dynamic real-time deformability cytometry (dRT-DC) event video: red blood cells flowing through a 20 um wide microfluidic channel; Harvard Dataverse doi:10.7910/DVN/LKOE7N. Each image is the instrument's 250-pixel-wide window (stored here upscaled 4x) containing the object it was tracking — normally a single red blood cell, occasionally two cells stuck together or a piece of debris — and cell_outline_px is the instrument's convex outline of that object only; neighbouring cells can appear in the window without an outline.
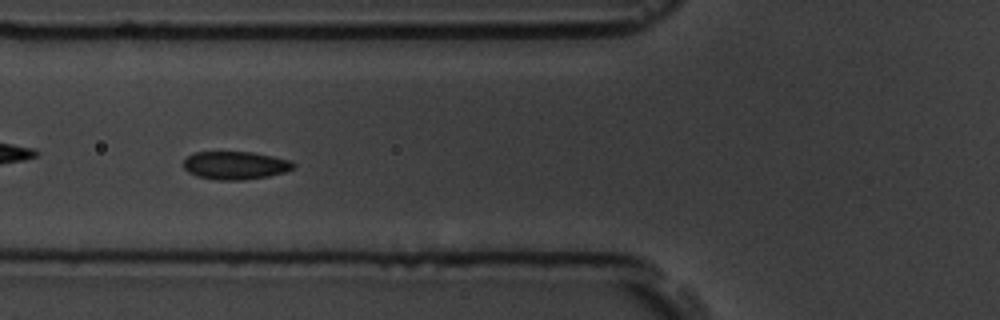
{"species": "common noctule bat (a hibernating species)", "species_latin": "Nyctalus noctula", "temperature_condition": "room temperature", "stored_images_in_passage": 14, "camera_frame_rate_fps": 3000, "um_per_image_px": 0.085, "animal": {"sex": "male", "body_mass_g": 19.5, "forearm_length_mm": 54.6}, "frame": {"image": 1, "passage_image": 5, "time_ms": 1.333, "image_size_px": [1000, 320], "cell_outline_px": [[296, 164], [292, 168], [284, 172], [268, 176], [240, 180], [216, 180], [196, 176], [188, 172], [184, 168], [184, 160], [192, 152], [252, 152], [292, 160]], "centroid_in_image_um": [19.99, 14.05], "position_along_channel_um": 105.8, "area_um2": 17.98}}
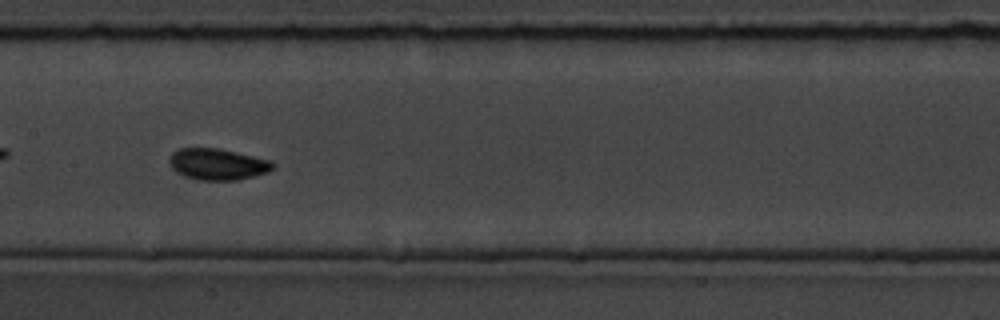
{"frame": {"image": 2, "passage_image": 7, "time_ms": 2.0, "image_size_px": [1000, 320], "cell_outline_px": [[276, 164], [268, 172], [236, 180], [200, 180], [184, 176], [176, 172], [172, 168], [168, 160], [172, 152], [180, 148], [220, 148], [272, 160]], "centroid_in_image_um": [18.49, 13.95], "position_along_channel_um": 188.9, "area_um2": 19.02}}
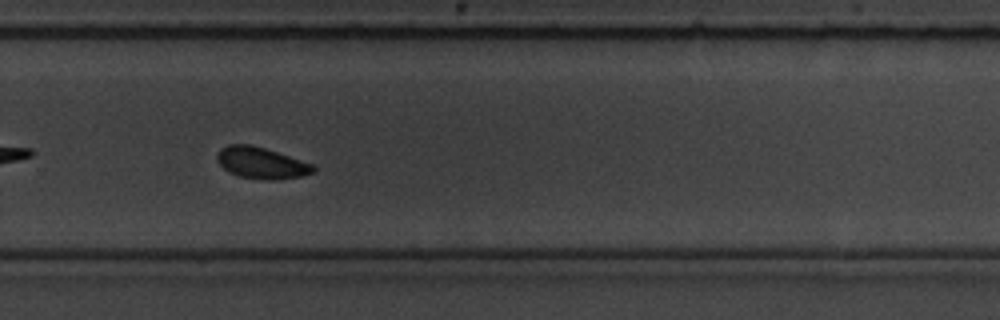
{"frame": {"image": 3, "passage_image": 10, "time_ms": 3.0, "image_size_px": [1000, 320], "cell_outline_px": [[316, 168], [312, 172], [300, 176], [272, 180], [268, 180], [240, 176], [228, 172], [216, 160], [216, 156], [220, 148], [228, 144], [248, 144], [264, 148], [312, 164]], "centroid_in_image_um": [22.15, 13.84], "position_along_channel_um": 307.6, "area_um2": 17.28}}